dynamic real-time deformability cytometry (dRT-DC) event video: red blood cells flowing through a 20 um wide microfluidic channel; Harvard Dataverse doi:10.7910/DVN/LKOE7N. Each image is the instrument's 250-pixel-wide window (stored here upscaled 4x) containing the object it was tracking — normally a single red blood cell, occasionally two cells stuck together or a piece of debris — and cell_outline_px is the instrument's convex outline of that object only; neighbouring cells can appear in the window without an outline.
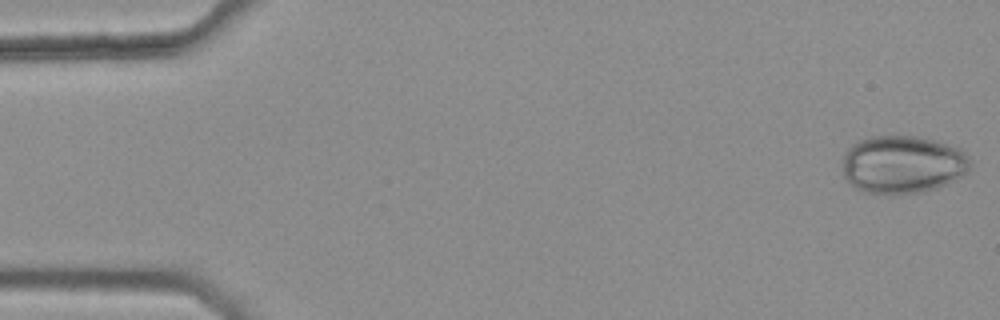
{"species": "common noctule bat (a hibernating species)", "species_latin": "Nyctalus noctula", "temperature_condition": "warm", "stored_images_in_passage": 4, "camera_frame_rate_fps": 3000, "um_per_image_px": 0.085, "animal": {"sex": "female", "body_mass_g": 25.1}, "frame": {"image": 1, "passage_image": 1, "time_ms": 0.0, "image_size_px": [1000, 320], "cell_outline_px": [[972, 164], [968, 172], [936, 188], [924, 192], [864, 192], [856, 188], [844, 180], [844, 152], [852, 144], [860, 140], [872, 136], [916, 136], [932, 140], [960, 148], [968, 156]], "centroid_in_image_um": [76.72, 13.96], "position_along_channel_um": 8.3, "area_um2": 42.66}}